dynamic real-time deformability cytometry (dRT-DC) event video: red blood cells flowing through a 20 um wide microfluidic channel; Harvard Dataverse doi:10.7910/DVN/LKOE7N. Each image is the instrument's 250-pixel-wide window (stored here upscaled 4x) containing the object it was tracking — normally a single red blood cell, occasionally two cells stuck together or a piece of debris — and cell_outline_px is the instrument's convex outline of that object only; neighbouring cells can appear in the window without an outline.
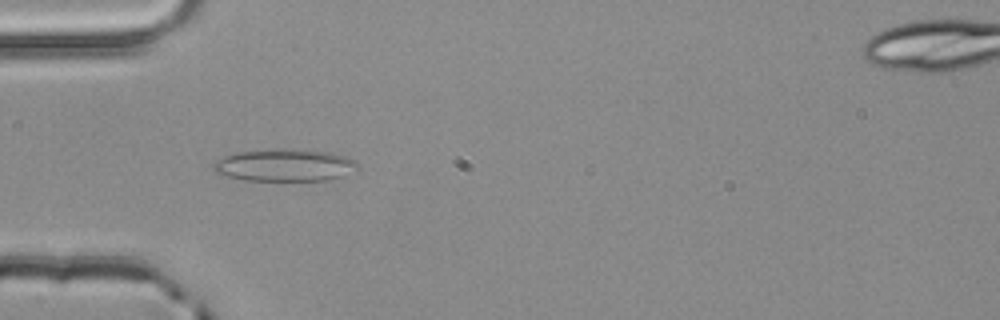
{"species": "common noctule bat (a hibernating species)", "species_latin": "Nyctalus noctula", "temperature_condition": "room temperature", "stored_images_in_passage": 3, "camera_frame_rate_fps": 3000, "um_per_image_px": 0.085, "animal": {"sex": "male", "body_mass_g": 20.4}, "frame": {"image": 1, "passage_image": 2, "time_ms": 0.333, "image_size_px": [1000, 320], "cell_outline_px": [[360, 168], [356, 172], [344, 176], [328, 180], [244, 180], [228, 176], [216, 172], [212, 168], [212, 164], [216, 160], [224, 156], [236, 152], [268, 148], [304, 148], [332, 152], [348, 156], [360, 164]], "centroid_in_image_um": [24.28, 14.01], "position_along_channel_um": 60.7, "area_um2": 28.03}}
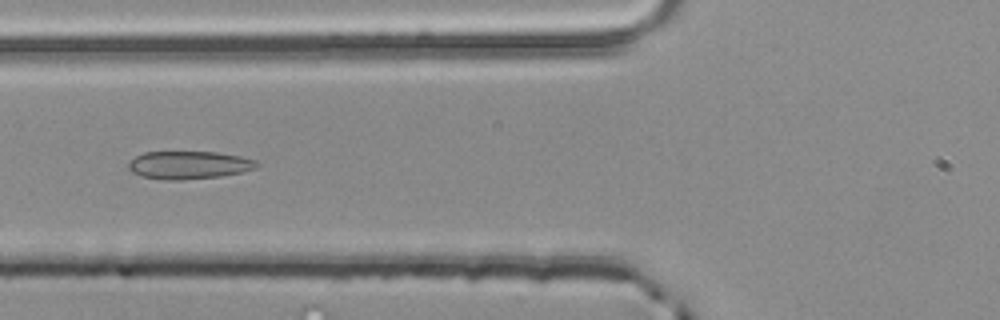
{"frame": {"image": 2, "passage_image": 3, "time_ms": 0.667, "image_size_px": [1000, 320], "cell_outline_px": [[260, 164], [256, 168], [244, 172], [220, 176], [176, 180], [160, 180], [140, 176], [132, 172], [128, 168], [128, 164], [136, 156], [144, 152], [216, 152], [240, 156], [256, 160]], "centroid_in_image_um": [16.06, 14.03], "position_along_channel_um": 109.7, "area_um2": 20.92}}